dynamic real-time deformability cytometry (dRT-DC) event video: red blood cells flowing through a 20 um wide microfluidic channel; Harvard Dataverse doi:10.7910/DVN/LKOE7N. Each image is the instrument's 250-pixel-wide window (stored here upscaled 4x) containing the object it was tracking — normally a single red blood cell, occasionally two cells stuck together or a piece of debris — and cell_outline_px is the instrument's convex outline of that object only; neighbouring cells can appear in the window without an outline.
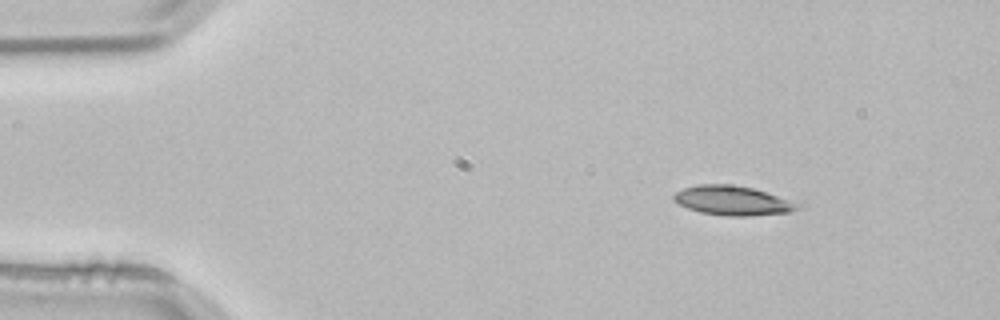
{"species": "common noctule bat (a hibernating species)", "species_latin": "Nyctalus noctula", "temperature_condition": "room temperature", "stored_images_in_passage": 3, "camera_frame_rate_fps": 3000, "um_per_image_px": 0.085, "animal": {"sex": "male", "body_mass_g": 21.5, "forearm_length_mm": 52.0}, "frame": {"image": 1, "passage_image": 1, "time_ms": 0.0, "image_size_px": [1000, 320], "cell_outline_px": [[804, 208], [792, 212], [748, 216], [728, 216], [700, 212], [688, 208], [672, 200], [672, 196], [676, 192], [684, 188], [700, 184], [728, 184], [752, 188], [804, 200]], "centroid_in_image_um": [62.49, 17.05], "position_along_channel_um": 22.5, "area_um2": 22.08}}
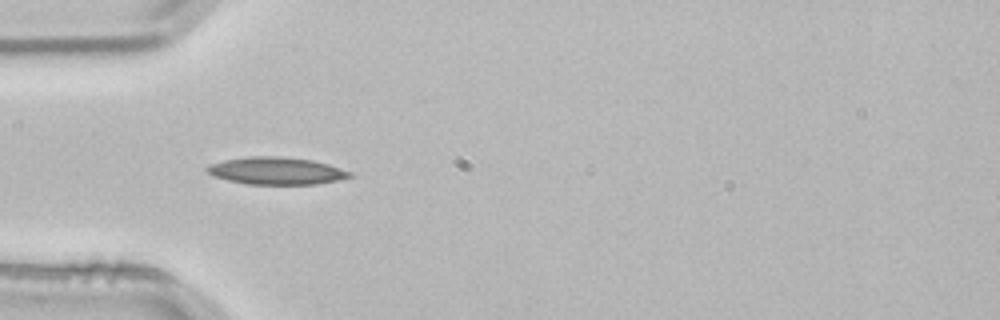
{"frame": {"image": 2, "passage_image": 3, "time_ms": 0.667, "image_size_px": [1000, 320], "cell_outline_px": [[356, 176], [340, 180], [316, 184], [248, 184], [228, 180], [212, 176], [204, 168], [212, 164], [224, 160], [248, 156], [280, 156], [312, 160], [328, 164], [352, 172]], "centroid_in_image_um": [23.53, 14.52], "position_along_channel_um": 61.5, "area_um2": 22.83}}